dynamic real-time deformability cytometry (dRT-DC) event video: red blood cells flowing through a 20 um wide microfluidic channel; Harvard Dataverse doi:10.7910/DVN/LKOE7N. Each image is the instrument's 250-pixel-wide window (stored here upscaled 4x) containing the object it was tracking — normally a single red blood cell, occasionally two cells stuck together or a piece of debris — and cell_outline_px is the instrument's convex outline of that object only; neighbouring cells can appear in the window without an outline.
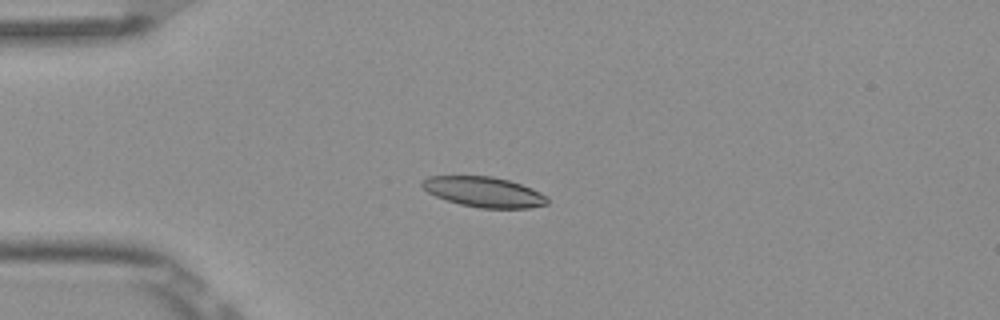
{"species": "Egyptian fruit bat (a non-hibernating species)", "species_latin": "Rousettus aegyptiacus", "temperature_condition": "room temperature", "stored_images_in_passage": 3, "camera_frame_rate_fps": 3000, "um_per_image_px": 0.085, "frame": {"image": 1, "passage_image": 1, "time_ms": 0.0, "image_size_px": [1000, 320], "cell_outline_px": [[548, 204], [528, 208], [480, 208], [460, 204], [436, 196], [428, 192], [420, 184], [428, 176], [492, 176], [508, 180], [532, 188], [548, 196]], "centroid_in_image_um": [41.16, 16.31], "position_along_channel_um": 43.8, "area_um2": 21.96}}
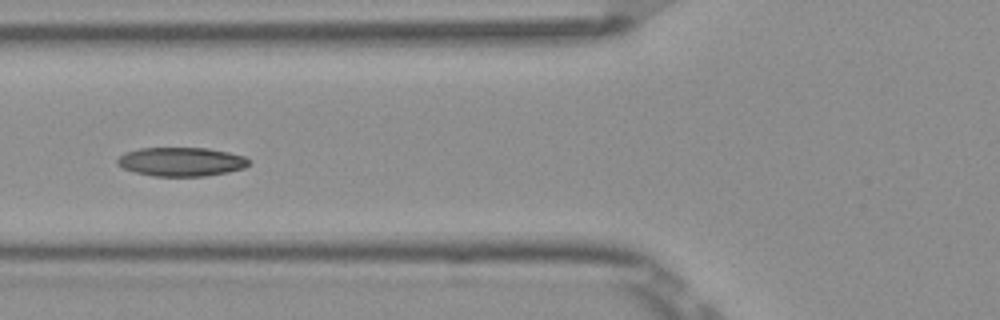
{"frame": {"image": 2, "passage_image": 3, "time_ms": 0.667, "image_size_px": [1000, 320], "cell_outline_px": [[248, 164], [244, 168], [228, 172], [204, 176], [152, 176], [136, 172], [124, 168], [116, 164], [116, 160], [124, 152], [140, 148], [208, 148], [228, 152], [244, 156], [248, 160]], "centroid_in_image_um": [15.38, 13.74], "position_along_channel_um": 110.4, "area_um2": 22.08}}